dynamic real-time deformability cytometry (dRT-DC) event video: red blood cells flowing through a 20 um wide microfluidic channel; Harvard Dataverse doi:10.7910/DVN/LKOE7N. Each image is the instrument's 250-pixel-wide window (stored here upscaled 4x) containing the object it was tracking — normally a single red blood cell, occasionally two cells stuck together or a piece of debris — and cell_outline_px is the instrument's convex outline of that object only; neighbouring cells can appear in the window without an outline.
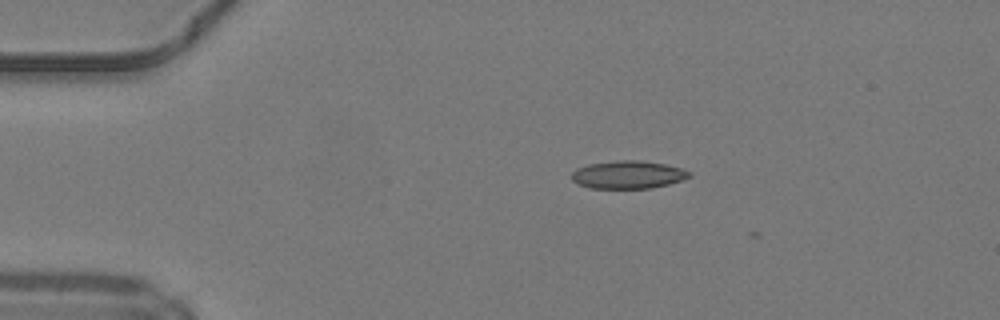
{"species": "common noctule bat (a hibernating species)", "species_latin": "Nyctalus noctula", "temperature_condition": "warm", "stored_images_in_passage": 6, "camera_frame_rate_fps": 3000, "um_per_image_px": 0.085, "animal": {"sex": "male", "body_mass_g": 19.2, "forearm_length_mm": 51.8}, "frame": {"image": 1, "passage_image": 2, "time_ms": 0.333, "image_size_px": [1000, 320], "cell_outline_px": [[692, 176], [684, 180], [652, 188], [592, 188], [576, 184], [572, 180], [572, 172], [576, 168], [588, 164], [616, 160], [640, 160], [664, 164], [684, 168], [692, 172]], "centroid_in_image_um": [53.41, 14.84], "position_along_channel_um": 31.6, "area_um2": 19.36}}